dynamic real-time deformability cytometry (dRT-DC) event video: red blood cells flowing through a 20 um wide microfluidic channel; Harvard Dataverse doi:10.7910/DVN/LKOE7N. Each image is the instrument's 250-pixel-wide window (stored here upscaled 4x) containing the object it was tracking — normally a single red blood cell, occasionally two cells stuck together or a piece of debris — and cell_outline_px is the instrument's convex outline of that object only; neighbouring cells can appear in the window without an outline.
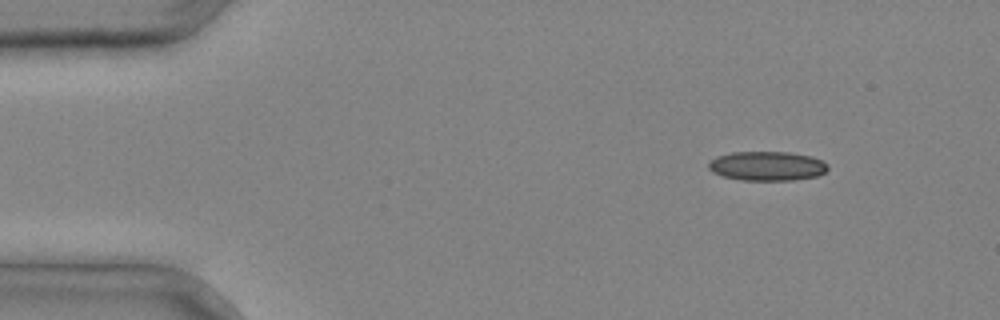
{"species": "common noctule bat (a hibernating species)", "species_latin": "Nyctalus noctula", "temperature_condition": "cold", "stored_images_in_passage": 34, "camera_frame_rate_fps": 3000, "um_per_image_px": 0.085, "animal": {"sex": "male", "body_mass_g": 20.4}, "frame": {"image": 1, "passage_image": 1, "time_ms": 0.0, "image_size_px": [1000, 320], "cell_outline_px": [[828, 168], [824, 172], [816, 176], [792, 180], [740, 180], [724, 176], [712, 172], [708, 168], [708, 160], [716, 156], [732, 152], [788, 152], [812, 156], [828, 164]], "centroid_in_image_um": [65.16, 14.1], "position_along_channel_um": 19.8, "area_um2": 20.4}}
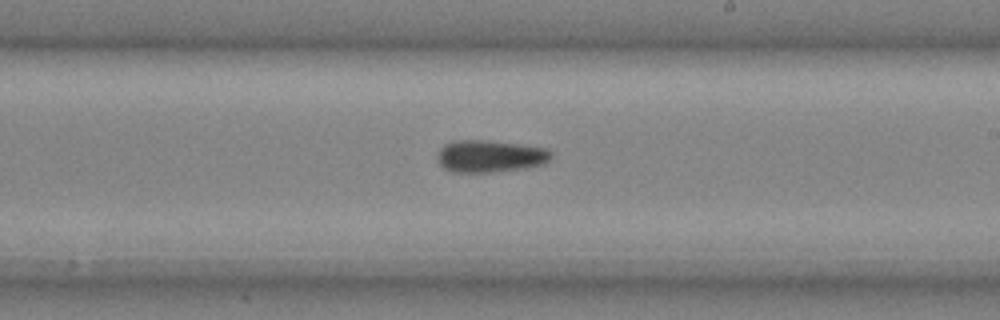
{"frame": {"image": 2, "passage_image": 19, "time_ms": 6.0, "image_size_px": [1000, 320], "cell_outline_px": [[552, 156], [544, 164], [524, 168], [488, 172], [452, 172], [444, 168], [440, 164], [436, 156], [440, 148], [444, 144], [452, 140], [484, 140], [520, 144], [548, 148], [552, 152]], "centroid_in_image_um": [41.64, 13.26], "position_along_channel_um": 247.4, "area_um2": 21.44}}
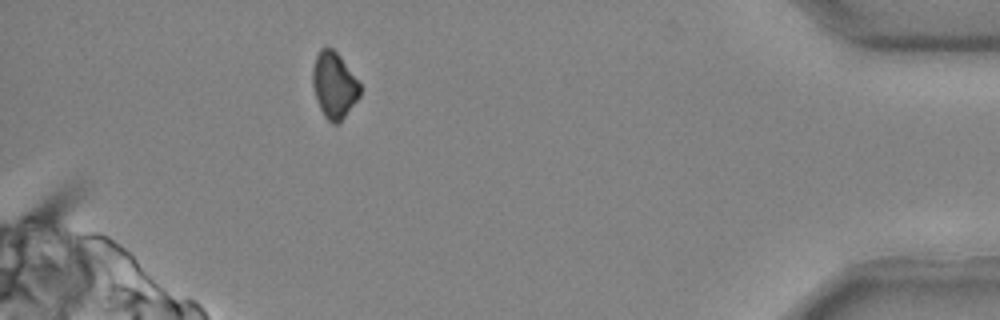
{"frame": {"image": 3, "passage_image": 31, "time_ms": 10.0, "image_size_px": [1000, 320], "cell_outline_px": [[360, 96], [344, 116], [336, 124], [332, 124], [324, 116], [320, 108], [312, 84], [312, 68], [316, 56], [320, 48], [332, 48], [340, 56], [360, 84]], "centroid_in_image_um": [28.38, 7.23], "position_along_channel_um": 406.8, "area_um2": 17.92}}